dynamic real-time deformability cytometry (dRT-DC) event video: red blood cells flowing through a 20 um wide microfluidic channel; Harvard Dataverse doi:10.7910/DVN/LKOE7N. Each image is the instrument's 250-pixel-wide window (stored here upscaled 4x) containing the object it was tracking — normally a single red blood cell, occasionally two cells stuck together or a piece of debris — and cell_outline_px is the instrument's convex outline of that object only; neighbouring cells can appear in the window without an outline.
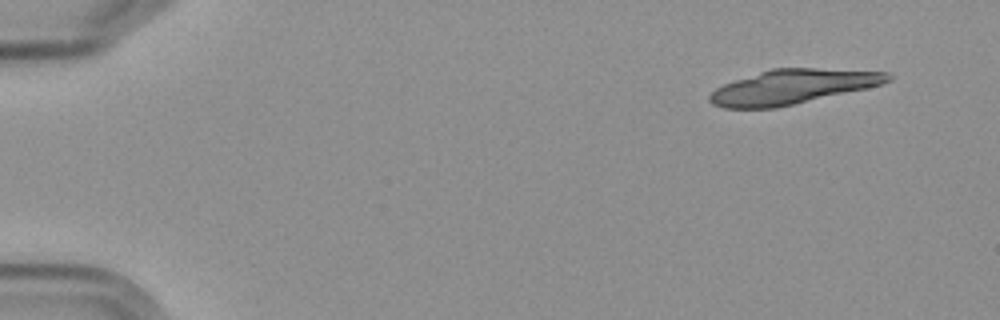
{"species": "Egyptian fruit bat (a non-hibernating species)", "species_latin": "Rousettus aegyptiacus", "temperature_condition": "cold", "stored_images_in_passage": 5, "camera_frame_rate_fps": 3000, "um_per_image_px": 0.085, "frame": {"image": 1, "passage_image": 1, "time_ms": 0.0, "image_size_px": [1000, 320], "cell_outline_px": [[892, 80], [880, 84], [864, 88], [776, 108], [724, 108], [712, 104], [708, 100], [708, 96], [716, 88], [724, 84], [772, 68], [816, 68], [888, 72], [892, 76]], "centroid_in_image_um": [67.33, 7.37], "position_along_channel_um": 17.7, "area_um2": 35.26}}